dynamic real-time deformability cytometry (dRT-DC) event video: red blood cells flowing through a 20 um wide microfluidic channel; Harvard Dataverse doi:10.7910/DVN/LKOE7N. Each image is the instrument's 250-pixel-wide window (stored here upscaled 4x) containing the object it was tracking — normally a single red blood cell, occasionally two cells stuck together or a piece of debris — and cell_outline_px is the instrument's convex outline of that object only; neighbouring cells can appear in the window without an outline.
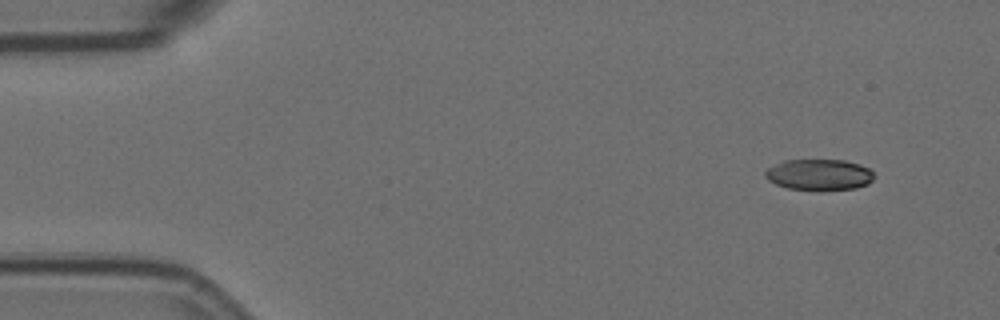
{"species": "Egyptian fruit bat (a non-hibernating species)", "species_latin": "Rousettus aegyptiacus", "temperature_condition": "room temperature", "stored_images_in_passage": 6, "camera_frame_rate_fps": 3000, "um_per_image_px": 0.085, "animal": {"sex": "female"}, "frame": {"image": 1, "passage_image": 1, "time_ms": 0.0, "image_size_px": [1000, 320], "cell_outline_px": [[872, 180], [868, 184], [856, 188], [788, 188], [776, 184], [768, 180], [764, 176], [764, 172], [768, 168], [784, 160], [844, 160], [860, 164], [868, 168], [872, 172]], "centroid_in_image_um": [69.6, 14.81], "position_along_channel_um": 15.4, "area_um2": 19.07}}
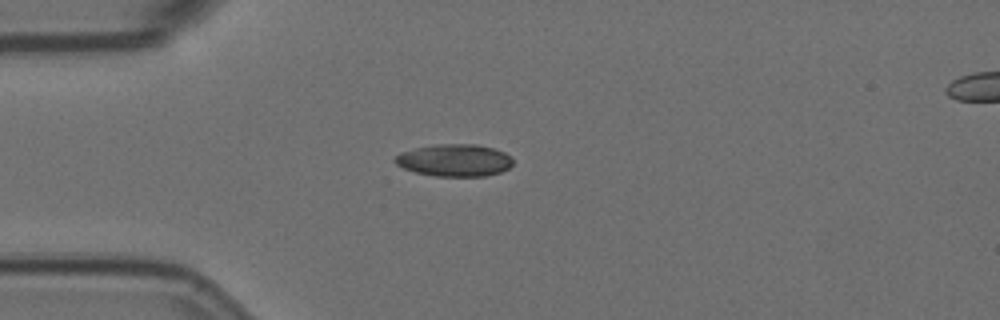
{"frame": {"image": 2, "passage_image": 4, "time_ms": 1.0, "image_size_px": [1000, 320], "cell_outline_px": [[512, 164], [508, 168], [500, 172], [484, 176], [436, 176], [416, 172], [404, 168], [396, 164], [392, 160], [400, 152], [432, 144], [476, 144], [492, 148], [504, 152], [512, 156]], "centroid_in_image_um": [38.62, 13.61], "position_along_channel_um": 46.4, "area_um2": 22.14}}
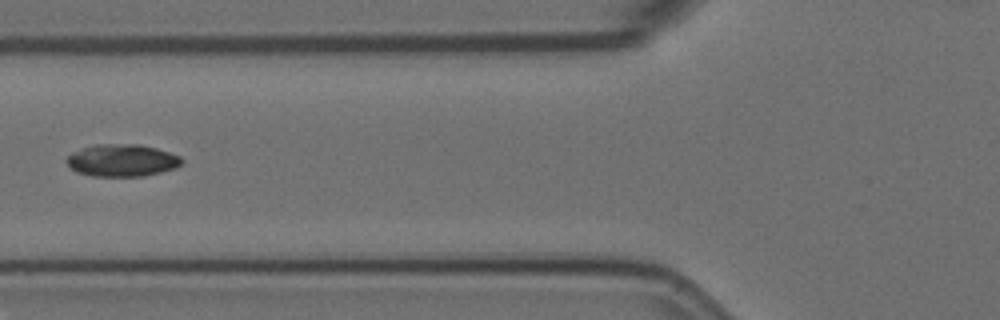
{"frame": {"image": 3, "passage_image": 6, "time_ms": 1.667, "image_size_px": [1000, 320], "cell_outline_px": [[184, 160], [176, 168], [144, 176], [92, 176], [76, 172], [64, 160], [72, 152], [96, 144], [140, 144], [156, 148], [180, 156]], "centroid_in_image_um": [10.37, 13.63], "position_along_channel_um": 115.4, "area_um2": 21.62}}